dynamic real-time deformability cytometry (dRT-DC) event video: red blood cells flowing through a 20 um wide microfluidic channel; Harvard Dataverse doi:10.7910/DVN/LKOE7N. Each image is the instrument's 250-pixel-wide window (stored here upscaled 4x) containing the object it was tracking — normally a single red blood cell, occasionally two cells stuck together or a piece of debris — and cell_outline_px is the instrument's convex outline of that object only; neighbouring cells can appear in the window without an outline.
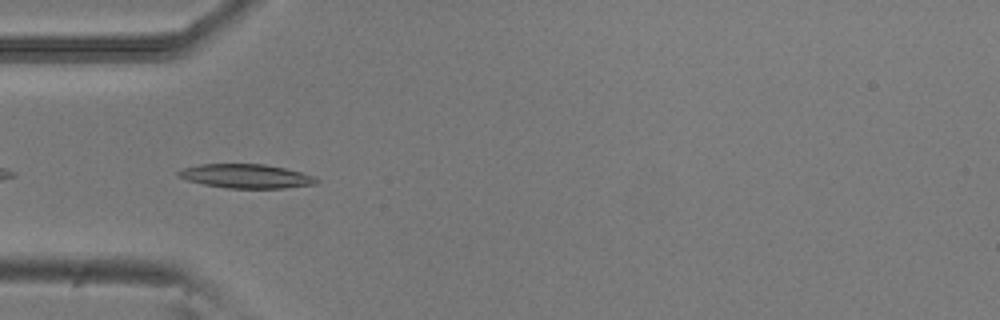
{"species": "common noctule bat (a hibernating species)", "species_latin": "Nyctalus noctula", "temperature_condition": "room temperature", "stored_images_in_passage": 7, "camera_frame_rate_fps": 3000, "um_per_image_px": 0.085, "animal": {"sex": "male", "body_mass_g": 20.5, "forearm_length_mm": 52.5}, "frame": {"image": 1, "passage_image": 5, "time_ms": 1.333, "image_size_px": [1000, 320], "cell_outline_px": [[320, 180], [316, 184], [284, 188], [228, 188], [204, 184], [188, 180], [176, 176], [176, 172], [184, 168], [200, 164], [264, 164], [284, 168], [300, 172], [312, 176]], "centroid_in_image_um": [20.9, 14.97], "position_along_channel_um": 64.1, "area_um2": 19.19}}
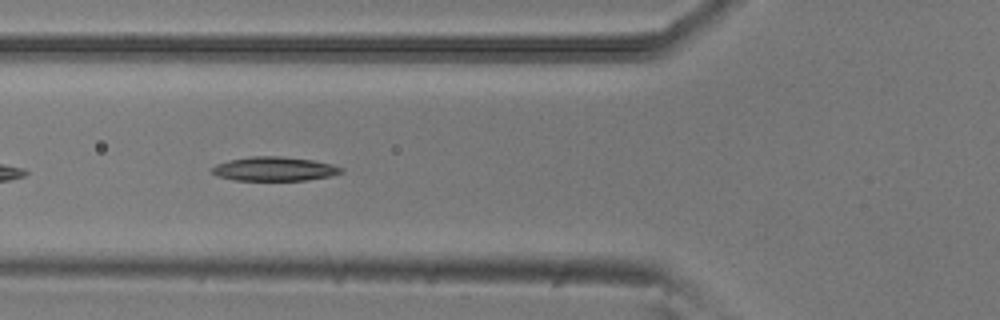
{"frame": {"image": 2, "passage_image": 6, "time_ms": 1.667, "image_size_px": [1000, 320], "cell_outline_px": [[344, 172], [332, 176], [304, 180], [236, 180], [220, 176], [212, 172], [212, 168], [216, 164], [228, 160], [252, 156], [280, 156], [312, 160], [332, 164], [344, 168]], "centroid_in_image_um": [23.37, 14.35], "position_along_channel_um": 102.4, "area_um2": 18.03}}
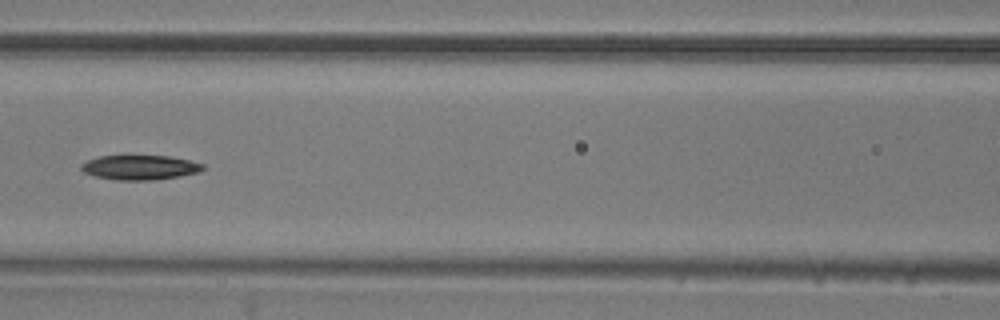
{"frame": {"image": 3, "passage_image": 7, "time_ms": 2.0, "image_size_px": [1000, 320], "cell_outline_px": [[204, 168], [200, 172], [180, 176], [152, 180], [116, 180], [96, 176], [84, 172], [80, 168], [80, 164], [88, 160], [100, 156], [172, 156], [204, 164]], "centroid_in_image_um": [11.9, 14.23], "position_along_channel_um": 154.7, "area_um2": 17.4}}